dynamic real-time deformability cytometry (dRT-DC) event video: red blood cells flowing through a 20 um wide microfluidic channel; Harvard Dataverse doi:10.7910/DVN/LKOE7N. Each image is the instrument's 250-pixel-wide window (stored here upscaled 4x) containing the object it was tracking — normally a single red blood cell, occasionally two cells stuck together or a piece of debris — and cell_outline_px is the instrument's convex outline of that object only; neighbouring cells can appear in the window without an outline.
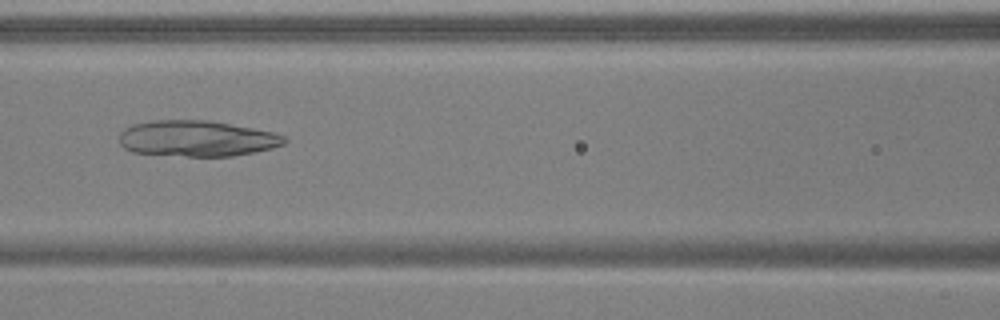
{"species": "common noctule bat (a hibernating species)", "species_latin": "Nyctalus noctula", "temperature_condition": "warm", "stored_images_in_passage": 53, "camera_frame_rate_fps": 3000, "um_per_image_px": 0.085, "animal": {"sex": "male", "body_mass_g": 17.9, "forearm_length_mm": 54.2}, "frame": {"image": 1, "passage_image": 23, "time_ms": 7.333, "image_size_px": [1000, 320], "cell_outline_px": [[288, 140], [284, 144], [272, 148], [232, 156], [188, 156], [132, 152], [124, 148], [120, 144], [120, 132], [124, 128], [132, 124], [152, 120], [208, 120], [252, 128], [272, 132], [284, 136]], "centroid_in_image_um": [16.7, 11.76], "position_along_channel_um": 149.9, "area_um2": 34.45}}
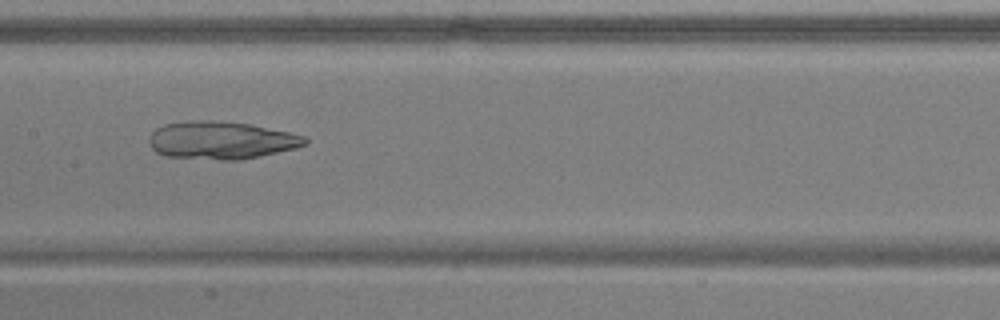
{"frame": {"image": 2, "passage_image": 26, "time_ms": 8.333, "image_size_px": [1000, 320], "cell_outline_px": [[308, 144], [296, 148], [260, 156], [240, 160], [220, 160], [168, 156], [156, 152], [152, 148], [148, 140], [148, 136], [156, 128], [164, 124], [192, 120], [212, 120], [248, 124], [308, 136]], "centroid_in_image_um": [18.81, 11.92], "position_along_channel_um": 188.6, "area_um2": 34.33}}
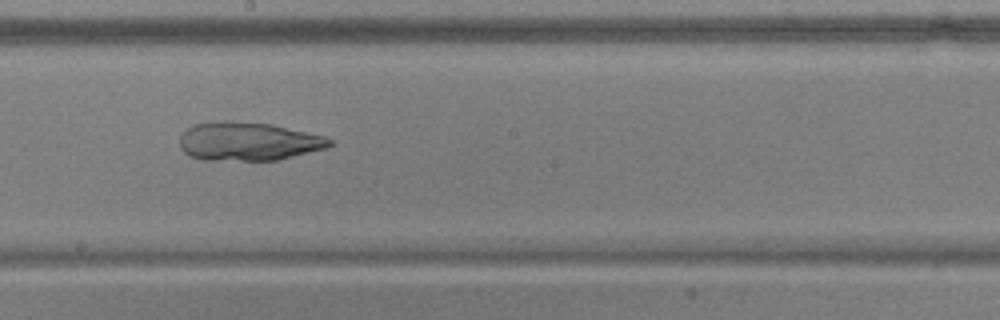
{"frame": {"image": 3, "passage_image": 29, "time_ms": 9.333, "image_size_px": [1000, 320], "cell_outline_px": [[332, 144], [328, 148], [276, 160], [204, 160], [188, 156], [180, 148], [180, 136], [188, 128], [196, 124], [224, 120], [272, 124], [324, 136], [332, 140]], "centroid_in_image_um": [21.09, 12.02], "position_along_channel_um": 227.1, "area_um2": 33.64}}